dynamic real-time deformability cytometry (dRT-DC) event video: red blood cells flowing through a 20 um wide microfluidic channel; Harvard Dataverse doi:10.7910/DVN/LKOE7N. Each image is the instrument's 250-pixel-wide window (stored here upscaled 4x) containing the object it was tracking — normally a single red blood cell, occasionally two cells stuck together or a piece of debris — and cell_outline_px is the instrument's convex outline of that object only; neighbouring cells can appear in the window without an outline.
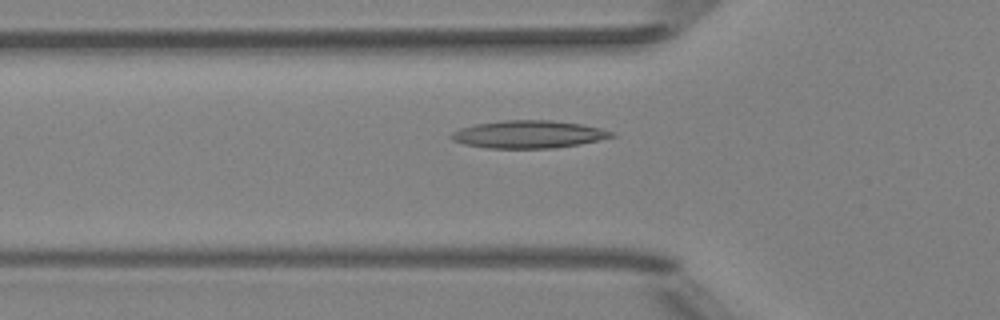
{"species": "Egyptian fruit bat (a non-hibernating species)", "species_latin": "Rousettus aegyptiacus", "temperature_condition": "room temperature", "stored_images_in_passage": 31, "camera_frame_rate_fps": 3000, "um_per_image_px": 0.085, "animal": {"sex": "female"}, "frame": {"image": 1, "passage_image": 2, "time_ms": 0.333, "image_size_px": [1000, 320], "cell_outline_px": [[616, 136], [600, 140], [580, 144], [552, 148], [484, 148], [464, 144], [452, 140], [448, 136], [452, 132], [460, 128], [476, 124], [504, 120], [552, 120], [580, 124], [600, 128], [616, 132]], "centroid_in_image_um": [44.93, 11.42], "position_along_channel_um": 80.9, "area_um2": 25.95}}
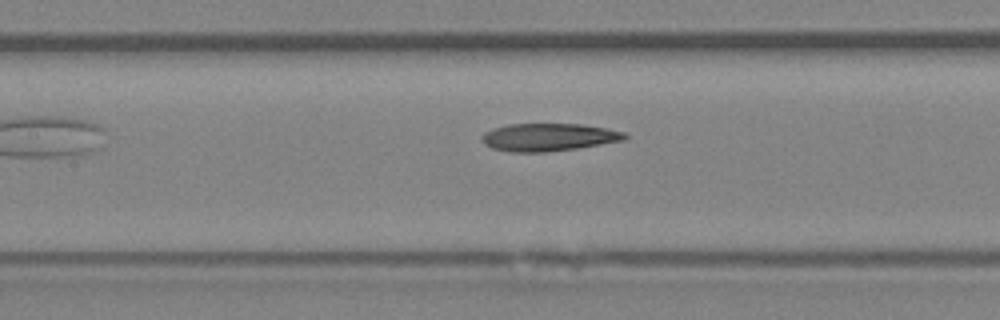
{"frame": {"image": 2, "passage_image": 8, "time_ms": 2.333, "image_size_px": [1000, 320], "cell_outline_px": [[628, 136], [624, 140], [576, 148], [544, 152], [512, 152], [492, 148], [484, 144], [480, 140], [480, 136], [484, 132], [492, 128], [508, 124], [580, 124], [608, 128], [624, 132]], "centroid_in_image_um": [46.58, 11.65], "position_along_channel_um": 160.8, "area_um2": 23.12}}
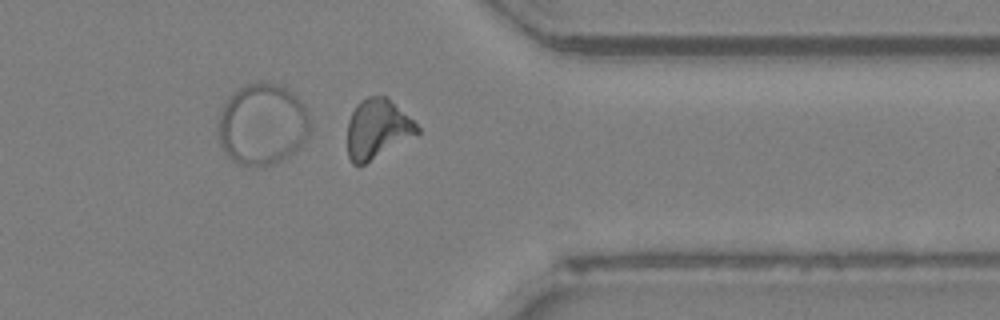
{"frame": {"image": 3, "passage_image": 25, "time_ms": 8.0, "image_size_px": [1000, 320], "cell_outline_px": [[420, 132], [364, 164], [352, 164], [348, 156], [348, 120], [356, 104], [360, 100], [368, 96], [388, 96], [420, 128]], "centroid_in_image_um": [32.05, 10.92], "position_along_channel_um": 379.3, "area_um2": 23.87}}